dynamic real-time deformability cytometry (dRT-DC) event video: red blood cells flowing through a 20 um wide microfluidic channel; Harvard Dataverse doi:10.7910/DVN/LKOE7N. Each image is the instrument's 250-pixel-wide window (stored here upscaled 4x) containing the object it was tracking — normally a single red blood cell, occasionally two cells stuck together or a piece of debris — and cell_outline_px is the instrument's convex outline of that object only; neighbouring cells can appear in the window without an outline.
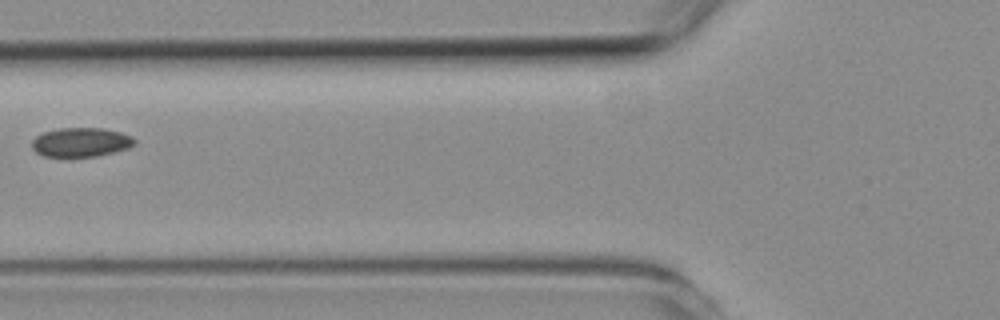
{"species": "common noctule bat (a hibernating species)", "species_latin": "Nyctalus noctula", "temperature_condition": "room temperature", "stored_images_in_passage": 5, "camera_frame_rate_fps": 3000, "um_per_image_px": 0.085, "animal": {"sex": "female", "body_mass_g": 19.3, "forearm_length_mm": 54.1}, "frame": {"image": 1, "passage_image": 4, "time_ms": 4.667, "image_size_px": [1000, 320], "cell_outline_px": [[136, 144], [128, 148], [96, 156], [72, 160], [68, 160], [44, 156], [36, 152], [32, 148], [32, 140], [36, 136], [44, 132], [60, 128], [104, 128], [120, 132], [132, 136], [136, 140]], "centroid_in_image_um": [6.85, 12.14], "position_along_channel_um": 119.0, "area_um2": 18.15}}
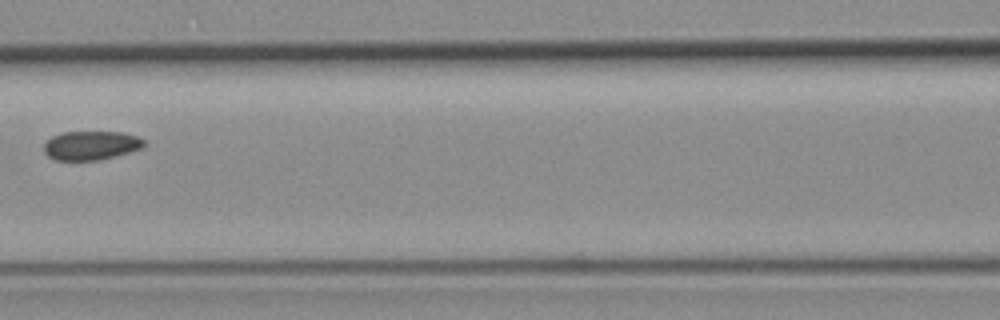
{"frame": {"image": 2, "passage_image": 5, "time_ms": 5.667, "image_size_px": [1000, 320], "cell_outline_px": [[148, 144], [140, 148], [116, 156], [100, 160], [56, 160], [48, 156], [44, 152], [44, 144], [52, 136], [64, 132], [124, 132], [136, 136], [144, 140]], "centroid_in_image_um": [7.75, 12.36], "position_along_channel_um": 158.9, "area_um2": 16.88}}